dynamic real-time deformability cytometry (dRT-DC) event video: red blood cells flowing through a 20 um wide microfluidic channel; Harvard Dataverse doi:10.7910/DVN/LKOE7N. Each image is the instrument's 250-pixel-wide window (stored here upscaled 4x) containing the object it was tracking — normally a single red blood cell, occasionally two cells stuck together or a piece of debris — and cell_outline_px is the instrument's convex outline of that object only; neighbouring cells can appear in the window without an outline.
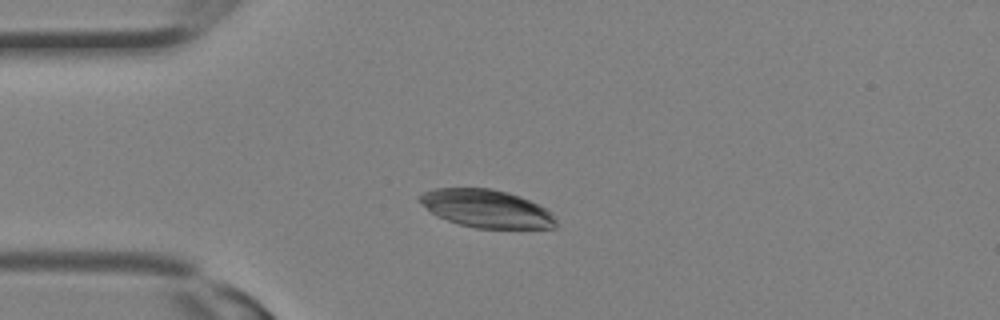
{"species": "Egyptian fruit bat (a non-hibernating species)", "species_latin": "Rousettus aegyptiacus", "temperature_condition": "room temperature", "stored_images_in_passage": 13, "camera_frame_rate_fps": 3000, "um_per_image_px": 0.085, "animal": {"sex": "female"}, "frame": {"image": 1, "passage_image": 6, "time_ms": 1.667, "image_size_px": [1000, 320], "cell_outline_px": [[556, 228], [476, 228], [460, 224], [436, 216], [420, 204], [416, 200], [416, 196], [424, 192], [436, 188], [492, 188], [508, 192], [520, 196], [552, 212], [556, 220]], "centroid_in_image_um": [41.31, 17.72], "position_along_channel_um": 43.7, "area_um2": 30.23}}
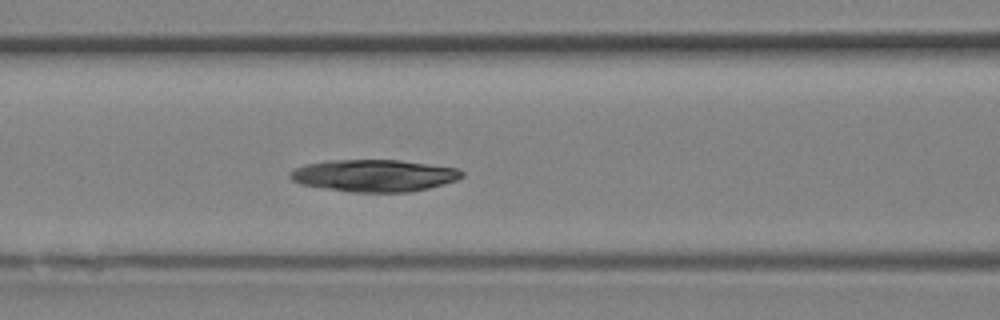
{"frame": {"image": 2, "passage_image": 11, "time_ms": 3.333, "image_size_px": [1000, 320], "cell_outline_px": [[464, 176], [456, 180], [444, 184], [428, 188], [408, 192], [352, 192], [300, 184], [292, 180], [288, 176], [296, 168], [304, 164], [328, 160], [400, 160], [460, 168], [464, 172]], "centroid_in_image_um": [31.84, 14.91], "position_along_channel_um": 134.8, "area_um2": 32.14}}
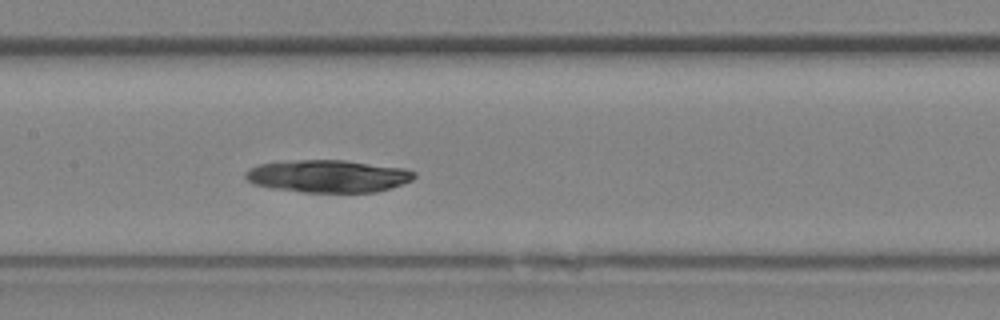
{"frame": {"image": 3, "passage_image": 13, "time_ms": 4.0, "image_size_px": [1000, 320], "cell_outline_px": [[416, 176], [412, 180], [376, 192], [304, 192], [272, 188], [252, 184], [244, 176], [244, 172], [248, 168], [256, 164], [296, 160], [344, 160], [404, 168], [416, 172]], "centroid_in_image_um": [27.83, 14.96], "position_along_channel_um": 179.6, "area_um2": 31.96}}